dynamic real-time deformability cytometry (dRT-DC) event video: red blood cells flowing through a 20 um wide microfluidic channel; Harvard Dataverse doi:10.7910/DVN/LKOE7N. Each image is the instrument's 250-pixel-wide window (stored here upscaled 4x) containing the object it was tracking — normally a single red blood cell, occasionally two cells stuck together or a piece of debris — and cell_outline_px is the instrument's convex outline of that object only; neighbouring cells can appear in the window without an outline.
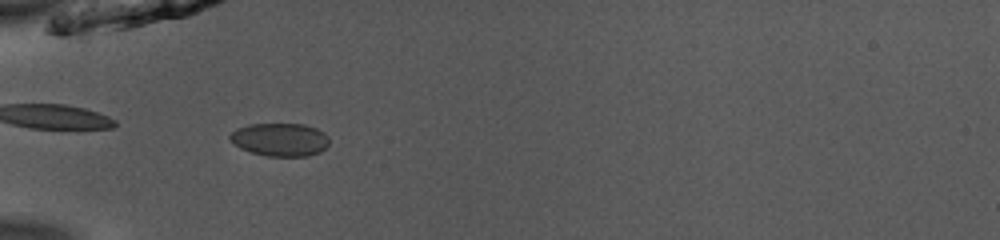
{"species": "common noctule bat (a hibernating species)", "species_latin": "Nyctalus noctula", "temperature_condition": "room temperature", "stored_images_in_passage": 21, "camera_frame_rate_fps": 3000, "um_per_image_px": 0.085, "animal": {"sex": "male", "body_mass_g": 13.0, "forearm_length_mm": 53.1}, "frame": {"image": 1, "passage_image": 12, "time_ms": 3.667, "image_size_px": [1000, 240], "cell_outline_px": [[328, 144], [320, 152], [308, 156], [264, 156], [240, 148], [228, 136], [236, 128], [248, 124], [304, 124], [316, 128], [324, 132], [328, 136]], "centroid_in_image_um": [23.81, 11.86], "position_along_channel_um": 61.2, "area_um2": 19.13}}